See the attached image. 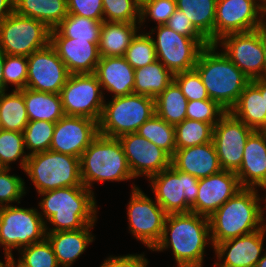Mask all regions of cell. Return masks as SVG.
Wrapping results in <instances>:
<instances>
[{
	"mask_svg": "<svg viewBox=\"0 0 266 267\" xmlns=\"http://www.w3.org/2000/svg\"><path fill=\"white\" fill-rule=\"evenodd\" d=\"M23 133L16 131H0V166L10 168V163L20 159V167L24 171L29 154L25 152Z\"/></svg>",
	"mask_w": 266,
	"mask_h": 267,
	"instance_id": "obj_38",
	"label": "cell"
},
{
	"mask_svg": "<svg viewBox=\"0 0 266 267\" xmlns=\"http://www.w3.org/2000/svg\"><path fill=\"white\" fill-rule=\"evenodd\" d=\"M134 94L157 98L172 82L174 75L158 60L135 69Z\"/></svg>",
	"mask_w": 266,
	"mask_h": 267,
	"instance_id": "obj_31",
	"label": "cell"
},
{
	"mask_svg": "<svg viewBox=\"0 0 266 267\" xmlns=\"http://www.w3.org/2000/svg\"><path fill=\"white\" fill-rule=\"evenodd\" d=\"M241 188L238 176L233 171L221 170L199 179L198 194L191 205V212L209 218Z\"/></svg>",
	"mask_w": 266,
	"mask_h": 267,
	"instance_id": "obj_20",
	"label": "cell"
},
{
	"mask_svg": "<svg viewBox=\"0 0 266 267\" xmlns=\"http://www.w3.org/2000/svg\"><path fill=\"white\" fill-rule=\"evenodd\" d=\"M14 12V0H0V22Z\"/></svg>",
	"mask_w": 266,
	"mask_h": 267,
	"instance_id": "obj_51",
	"label": "cell"
},
{
	"mask_svg": "<svg viewBox=\"0 0 266 267\" xmlns=\"http://www.w3.org/2000/svg\"><path fill=\"white\" fill-rule=\"evenodd\" d=\"M20 91L23 93L29 121L43 120L56 123L65 115L60 94L38 92L29 88Z\"/></svg>",
	"mask_w": 266,
	"mask_h": 267,
	"instance_id": "obj_30",
	"label": "cell"
},
{
	"mask_svg": "<svg viewBox=\"0 0 266 267\" xmlns=\"http://www.w3.org/2000/svg\"><path fill=\"white\" fill-rule=\"evenodd\" d=\"M261 200L256 188H241L219 207L208 218L212 247L261 229L266 224Z\"/></svg>",
	"mask_w": 266,
	"mask_h": 267,
	"instance_id": "obj_3",
	"label": "cell"
},
{
	"mask_svg": "<svg viewBox=\"0 0 266 267\" xmlns=\"http://www.w3.org/2000/svg\"><path fill=\"white\" fill-rule=\"evenodd\" d=\"M260 92L265 94V103H266V79H260Z\"/></svg>",
	"mask_w": 266,
	"mask_h": 267,
	"instance_id": "obj_55",
	"label": "cell"
},
{
	"mask_svg": "<svg viewBox=\"0 0 266 267\" xmlns=\"http://www.w3.org/2000/svg\"><path fill=\"white\" fill-rule=\"evenodd\" d=\"M14 255H6L5 256V267H28L25 264H23L19 259L18 263L14 260Z\"/></svg>",
	"mask_w": 266,
	"mask_h": 267,
	"instance_id": "obj_54",
	"label": "cell"
},
{
	"mask_svg": "<svg viewBox=\"0 0 266 267\" xmlns=\"http://www.w3.org/2000/svg\"><path fill=\"white\" fill-rule=\"evenodd\" d=\"M225 55L250 79H263L264 50L261 28L224 35L215 43Z\"/></svg>",
	"mask_w": 266,
	"mask_h": 267,
	"instance_id": "obj_15",
	"label": "cell"
},
{
	"mask_svg": "<svg viewBox=\"0 0 266 267\" xmlns=\"http://www.w3.org/2000/svg\"><path fill=\"white\" fill-rule=\"evenodd\" d=\"M98 135L97 121L64 115L55 124L50 150L80 158Z\"/></svg>",
	"mask_w": 266,
	"mask_h": 267,
	"instance_id": "obj_19",
	"label": "cell"
},
{
	"mask_svg": "<svg viewBox=\"0 0 266 267\" xmlns=\"http://www.w3.org/2000/svg\"><path fill=\"white\" fill-rule=\"evenodd\" d=\"M46 238L45 222L37 209L14 205L0 207V245L4 254L20 250Z\"/></svg>",
	"mask_w": 266,
	"mask_h": 267,
	"instance_id": "obj_8",
	"label": "cell"
},
{
	"mask_svg": "<svg viewBox=\"0 0 266 267\" xmlns=\"http://www.w3.org/2000/svg\"><path fill=\"white\" fill-rule=\"evenodd\" d=\"M14 12L54 29L68 15L67 0H14Z\"/></svg>",
	"mask_w": 266,
	"mask_h": 267,
	"instance_id": "obj_29",
	"label": "cell"
},
{
	"mask_svg": "<svg viewBox=\"0 0 266 267\" xmlns=\"http://www.w3.org/2000/svg\"><path fill=\"white\" fill-rule=\"evenodd\" d=\"M95 224L87 225L79 230L46 232V238L52 245L54 254L60 267H70L94 241L90 232Z\"/></svg>",
	"mask_w": 266,
	"mask_h": 267,
	"instance_id": "obj_26",
	"label": "cell"
},
{
	"mask_svg": "<svg viewBox=\"0 0 266 267\" xmlns=\"http://www.w3.org/2000/svg\"><path fill=\"white\" fill-rule=\"evenodd\" d=\"M50 34L45 23L13 12L0 22V48L6 55L28 57L50 44Z\"/></svg>",
	"mask_w": 266,
	"mask_h": 267,
	"instance_id": "obj_9",
	"label": "cell"
},
{
	"mask_svg": "<svg viewBox=\"0 0 266 267\" xmlns=\"http://www.w3.org/2000/svg\"><path fill=\"white\" fill-rule=\"evenodd\" d=\"M106 22H140V3L137 0H103Z\"/></svg>",
	"mask_w": 266,
	"mask_h": 267,
	"instance_id": "obj_41",
	"label": "cell"
},
{
	"mask_svg": "<svg viewBox=\"0 0 266 267\" xmlns=\"http://www.w3.org/2000/svg\"><path fill=\"white\" fill-rule=\"evenodd\" d=\"M253 132L254 130L237 119L230 111L220 118L213 127L212 141L222 170L236 172L239 169L246 141Z\"/></svg>",
	"mask_w": 266,
	"mask_h": 267,
	"instance_id": "obj_16",
	"label": "cell"
},
{
	"mask_svg": "<svg viewBox=\"0 0 266 267\" xmlns=\"http://www.w3.org/2000/svg\"><path fill=\"white\" fill-rule=\"evenodd\" d=\"M11 168L0 169V207L10 206V203H20L26 194L25 182L18 175H10Z\"/></svg>",
	"mask_w": 266,
	"mask_h": 267,
	"instance_id": "obj_44",
	"label": "cell"
},
{
	"mask_svg": "<svg viewBox=\"0 0 266 267\" xmlns=\"http://www.w3.org/2000/svg\"><path fill=\"white\" fill-rule=\"evenodd\" d=\"M24 172L38 194L63 187L84 186L80 158L53 150L29 155Z\"/></svg>",
	"mask_w": 266,
	"mask_h": 267,
	"instance_id": "obj_7",
	"label": "cell"
},
{
	"mask_svg": "<svg viewBox=\"0 0 266 267\" xmlns=\"http://www.w3.org/2000/svg\"><path fill=\"white\" fill-rule=\"evenodd\" d=\"M27 61L26 88L59 94L70 74L55 49L49 44L29 55Z\"/></svg>",
	"mask_w": 266,
	"mask_h": 267,
	"instance_id": "obj_17",
	"label": "cell"
},
{
	"mask_svg": "<svg viewBox=\"0 0 266 267\" xmlns=\"http://www.w3.org/2000/svg\"><path fill=\"white\" fill-rule=\"evenodd\" d=\"M143 258L144 254L110 256L104 260L100 267H139Z\"/></svg>",
	"mask_w": 266,
	"mask_h": 267,
	"instance_id": "obj_50",
	"label": "cell"
},
{
	"mask_svg": "<svg viewBox=\"0 0 266 267\" xmlns=\"http://www.w3.org/2000/svg\"><path fill=\"white\" fill-rule=\"evenodd\" d=\"M256 267H266V252L263 253L261 259L257 262Z\"/></svg>",
	"mask_w": 266,
	"mask_h": 267,
	"instance_id": "obj_56",
	"label": "cell"
},
{
	"mask_svg": "<svg viewBox=\"0 0 266 267\" xmlns=\"http://www.w3.org/2000/svg\"><path fill=\"white\" fill-rule=\"evenodd\" d=\"M226 112L211 99L188 101L186 119L202 121L214 127Z\"/></svg>",
	"mask_w": 266,
	"mask_h": 267,
	"instance_id": "obj_43",
	"label": "cell"
},
{
	"mask_svg": "<svg viewBox=\"0 0 266 267\" xmlns=\"http://www.w3.org/2000/svg\"><path fill=\"white\" fill-rule=\"evenodd\" d=\"M139 23L103 21L99 37L101 57H121L140 29Z\"/></svg>",
	"mask_w": 266,
	"mask_h": 267,
	"instance_id": "obj_28",
	"label": "cell"
},
{
	"mask_svg": "<svg viewBox=\"0 0 266 267\" xmlns=\"http://www.w3.org/2000/svg\"><path fill=\"white\" fill-rule=\"evenodd\" d=\"M156 57L173 75L194 69L201 51L210 45L207 39L183 36L167 25L155 26Z\"/></svg>",
	"mask_w": 266,
	"mask_h": 267,
	"instance_id": "obj_11",
	"label": "cell"
},
{
	"mask_svg": "<svg viewBox=\"0 0 266 267\" xmlns=\"http://www.w3.org/2000/svg\"><path fill=\"white\" fill-rule=\"evenodd\" d=\"M18 252L21 255L19 260L28 267H60L47 238L23 247Z\"/></svg>",
	"mask_w": 266,
	"mask_h": 267,
	"instance_id": "obj_42",
	"label": "cell"
},
{
	"mask_svg": "<svg viewBox=\"0 0 266 267\" xmlns=\"http://www.w3.org/2000/svg\"><path fill=\"white\" fill-rule=\"evenodd\" d=\"M99 43L67 37H50V45L64 62L70 75L93 74L101 56Z\"/></svg>",
	"mask_w": 266,
	"mask_h": 267,
	"instance_id": "obj_22",
	"label": "cell"
},
{
	"mask_svg": "<svg viewBox=\"0 0 266 267\" xmlns=\"http://www.w3.org/2000/svg\"><path fill=\"white\" fill-rule=\"evenodd\" d=\"M154 114L155 99L140 94L112 97L104 101L101 117L98 121L99 135L119 138L135 133Z\"/></svg>",
	"mask_w": 266,
	"mask_h": 267,
	"instance_id": "obj_6",
	"label": "cell"
},
{
	"mask_svg": "<svg viewBox=\"0 0 266 267\" xmlns=\"http://www.w3.org/2000/svg\"><path fill=\"white\" fill-rule=\"evenodd\" d=\"M216 44L206 46L194 69L201 77L209 98L230 111L251 81ZM217 51V52H216Z\"/></svg>",
	"mask_w": 266,
	"mask_h": 267,
	"instance_id": "obj_4",
	"label": "cell"
},
{
	"mask_svg": "<svg viewBox=\"0 0 266 267\" xmlns=\"http://www.w3.org/2000/svg\"><path fill=\"white\" fill-rule=\"evenodd\" d=\"M118 140L134 178L144 175L149 179L171 166V156L166 151L136 132L122 135Z\"/></svg>",
	"mask_w": 266,
	"mask_h": 267,
	"instance_id": "obj_18",
	"label": "cell"
},
{
	"mask_svg": "<svg viewBox=\"0 0 266 267\" xmlns=\"http://www.w3.org/2000/svg\"><path fill=\"white\" fill-rule=\"evenodd\" d=\"M3 130L2 124H1V119H0V131Z\"/></svg>",
	"mask_w": 266,
	"mask_h": 267,
	"instance_id": "obj_61",
	"label": "cell"
},
{
	"mask_svg": "<svg viewBox=\"0 0 266 267\" xmlns=\"http://www.w3.org/2000/svg\"><path fill=\"white\" fill-rule=\"evenodd\" d=\"M80 173L83 185L90 191H93L94 182L135 179L118 138L102 135H98L80 156Z\"/></svg>",
	"mask_w": 266,
	"mask_h": 267,
	"instance_id": "obj_5",
	"label": "cell"
},
{
	"mask_svg": "<svg viewBox=\"0 0 266 267\" xmlns=\"http://www.w3.org/2000/svg\"><path fill=\"white\" fill-rule=\"evenodd\" d=\"M230 112L254 131H266L265 94L260 92V79L251 80Z\"/></svg>",
	"mask_w": 266,
	"mask_h": 267,
	"instance_id": "obj_27",
	"label": "cell"
},
{
	"mask_svg": "<svg viewBox=\"0 0 266 267\" xmlns=\"http://www.w3.org/2000/svg\"><path fill=\"white\" fill-rule=\"evenodd\" d=\"M149 33H139L132 39L131 44L126 49L124 58L134 68L144 67L157 60L155 45L151 34L154 29Z\"/></svg>",
	"mask_w": 266,
	"mask_h": 267,
	"instance_id": "obj_40",
	"label": "cell"
},
{
	"mask_svg": "<svg viewBox=\"0 0 266 267\" xmlns=\"http://www.w3.org/2000/svg\"><path fill=\"white\" fill-rule=\"evenodd\" d=\"M235 174L242 188H266V131H254L248 137Z\"/></svg>",
	"mask_w": 266,
	"mask_h": 267,
	"instance_id": "obj_23",
	"label": "cell"
},
{
	"mask_svg": "<svg viewBox=\"0 0 266 267\" xmlns=\"http://www.w3.org/2000/svg\"><path fill=\"white\" fill-rule=\"evenodd\" d=\"M140 4L143 2V1H145V0H137Z\"/></svg>",
	"mask_w": 266,
	"mask_h": 267,
	"instance_id": "obj_62",
	"label": "cell"
},
{
	"mask_svg": "<svg viewBox=\"0 0 266 267\" xmlns=\"http://www.w3.org/2000/svg\"><path fill=\"white\" fill-rule=\"evenodd\" d=\"M28 61L25 56L6 55L3 67L5 87L15 86L14 90L26 88Z\"/></svg>",
	"mask_w": 266,
	"mask_h": 267,
	"instance_id": "obj_47",
	"label": "cell"
},
{
	"mask_svg": "<svg viewBox=\"0 0 266 267\" xmlns=\"http://www.w3.org/2000/svg\"><path fill=\"white\" fill-rule=\"evenodd\" d=\"M216 2L217 0H176L177 9L187 15L210 44H214Z\"/></svg>",
	"mask_w": 266,
	"mask_h": 267,
	"instance_id": "obj_32",
	"label": "cell"
},
{
	"mask_svg": "<svg viewBox=\"0 0 266 267\" xmlns=\"http://www.w3.org/2000/svg\"><path fill=\"white\" fill-rule=\"evenodd\" d=\"M55 124L50 121H29L23 130L25 147L29 155L50 150Z\"/></svg>",
	"mask_w": 266,
	"mask_h": 267,
	"instance_id": "obj_39",
	"label": "cell"
},
{
	"mask_svg": "<svg viewBox=\"0 0 266 267\" xmlns=\"http://www.w3.org/2000/svg\"><path fill=\"white\" fill-rule=\"evenodd\" d=\"M265 191H266V188L264 189ZM266 193V192H265ZM265 199L263 200V202H265L266 203V195H265V197H264ZM264 207H265V209H266V204L264 205Z\"/></svg>",
	"mask_w": 266,
	"mask_h": 267,
	"instance_id": "obj_59",
	"label": "cell"
},
{
	"mask_svg": "<svg viewBox=\"0 0 266 267\" xmlns=\"http://www.w3.org/2000/svg\"><path fill=\"white\" fill-rule=\"evenodd\" d=\"M166 25L183 36L192 39H206L191 23L187 15L179 9H176Z\"/></svg>",
	"mask_w": 266,
	"mask_h": 267,
	"instance_id": "obj_49",
	"label": "cell"
},
{
	"mask_svg": "<svg viewBox=\"0 0 266 267\" xmlns=\"http://www.w3.org/2000/svg\"><path fill=\"white\" fill-rule=\"evenodd\" d=\"M39 195L42 196L39 214L45 222L46 232L79 230L97 220L94 192L85 186L63 187ZM47 222L54 227L48 228Z\"/></svg>",
	"mask_w": 266,
	"mask_h": 267,
	"instance_id": "obj_2",
	"label": "cell"
},
{
	"mask_svg": "<svg viewBox=\"0 0 266 267\" xmlns=\"http://www.w3.org/2000/svg\"><path fill=\"white\" fill-rule=\"evenodd\" d=\"M171 165L176 170L193 175L197 179L206 178L222 170L213 141L176 149L171 157Z\"/></svg>",
	"mask_w": 266,
	"mask_h": 267,
	"instance_id": "obj_24",
	"label": "cell"
},
{
	"mask_svg": "<svg viewBox=\"0 0 266 267\" xmlns=\"http://www.w3.org/2000/svg\"><path fill=\"white\" fill-rule=\"evenodd\" d=\"M135 69L121 57H101L95 75L103 90L113 93V97L133 94Z\"/></svg>",
	"mask_w": 266,
	"mask_h": 267,
	"instance_id": "obj_25",
	"label": "cell"
},
{
	"mask_svg": "<svg viewBox=\"0 0 266 267\" xmlns=\"http://www.w3.org/2000/svg\"><path fill=\"white\" fill-rule=\"evenodd\" d=\"M148 265V260L144 257L141 262H140V266L139 267H147ZM179 267V266H177Z\"/></svg>",
	"mask_w": 266,
	"mask_h": 267,
	"instance_id": "obj_57",
	"label": "cell"
},
{
	"mask_svg": "<svg viewBox=\"0 0 266 267\" xmlns=\"http://www.w3.org/2000/svg\"><path fill=\"white\" fill-rule=\"evenodd\" d=\"M68 14L104 21L103 0H67Z\"/></svg>",
	"mask_w": 266,
	"mask_h": 267,
	"instance_id": "obj_48",
	"label": "cell"
},
{
	"mask_svg": "<svg viewBox=\"0 0 266 267\" xmlns=\"http://www.w3.org/2000/svg\"><path fill=\"white\" fill-rule=\"evenodd\" d=\"M0 119L3 130L22 133L29 122L23 93L14 90L0 94Z\"/></svg>",
	"mask_w": 266,
	"mask_h": 267,
	"instance_id": "obj_34",
	"label": "cell"
},
{
	"mask_svg": "<svg viewBox=\"0 0 266 267\" xmlns=\"http://www.w3.org/2000/svg\"><path fill=\"white\" fill-rule=\"evenodd\" d=\"M133 184L127 206L130 233L152 250L161 239L167 213Z\"/></svg>",
	"mask_w": 266,
	"mask_h": 267,
	"instance_id": "obj_13",
	"label": "cell"
},
{
	"mask_svg": "<svg viewBox=\"0 0 266 267\" xmlns=\"http://www.w3.org/2000/svg\"><path fill=\"white\" fill-rule=\"evenodd\" d=\"M140 136L154 143L166 151L171 157L176 150L175 126L154 114L136 132Z\"/></svg>",
	"mask_w": 266,
	"mask_h": 267,
	"instance_id": "obj_36",
	"label": "cell"
},
{
	"mask_svg": "<svg viewBox=\"0 0 266 267\" xmlns=\"http://www.w3.org/2000/svg\"><path fill=\"white\" fill-rule=\"evenodd\" d=\"M266 224L253 233L217 243L214 267H256L262 257ZM222 263H221V262Z\"/></svg>",
	"mask_w": 266,
	"mask_h": 267,
	"instance_id": "obj_21",
	"label": "cell"
},
{
	"mask_svg": "<svg viewBox=\"0 0 266 267\" xmlns=\"http://www.w3.org/2000/svg\"><path fill=\"white\" fill-rule=\"evenodd\" d=\"M176 149L212 142L213 126L209 123L185 119L175 125Z\"/></svg>",
	"mask_w": 266,
	"mask_h": 267,
	"instance_id": "obj_37",
	"label": "cell"
},
{
	"mask_svg": "<svg viewBox=\"0 0 266 267\" xmlns=\"http://www.w3.org/2000/svg\"><path fill=\"white\" fill-rule=\"evenodd\" d=\"M101 89L94 73L69 75L59 93L64 114L87 117L98 122L105 101Z\"/></svg>",
	"mask_w": 266,
	"mask_h": 267,
	"instance_id": "obj_12",
	"label": "cell"
},
{
	"mask_svg": "<svg viewBox=\"0 0 266 267\" xmlns=\"http://www.w3.org/2000/svg\"><path fill=\"white\" fill-rule=\"evenodd\" d=\"M261 39L262 46L264 50V71H263V79H266V24L261 27Z\"/></svg>",
	"mask_w": 266,
	"mask_h": 267,
	"instance_id": "obj_53",
	"label": "cell"
},
{
	"mask_svg": "<svg viewBox=\"0 0 266 267\" xmlns=\"http://www.w3.org/2000/svg\"><path fill=\"white\" fill-rule=\"evenodd\" d=\"M6 54L0 48V94L6 92V87L4 83L3 67Z\"/></svg>",
	"mask_w": 266,
	"mask_h": 267,
	"instance_id": "obj_52",
	"label": "cell"
},
{
	"mask_svg": "<svg viewBox=\"0 0 266 267\" xmlns=\"http://www.w3.org/2000/svg\"><path fill=\"white\" fill-rule=\"evenodd\" d=\"M155 200L167 214L191 212L198 194L199 179L172 165L149 178Z\"/></svg>",
	"mask_w": 266,
	"mask_h": 267,
	"instance_id": "obj_10",
	"label": "cell"
},
{
	"mask_svg": "<svg viewBox=\"0 0 266 267\" xmlns=\"http://www.w3.org/2000/svg\"><path fill=\"white\" fill-rule=\"evenodd\" d=\"M176 9V0H145L140 4V27L148 17L157 22V26L166 25Z\"/></svg>",
	"mask_w": 266,
	"mask_h": 267,
	"instance_id": "obj_45",
	"label": "cell"
},
{
	"mask_svg": "<svg viewBox=\"0 0 266 267\" xmlns=\"http://www.w3.org/2000/svg\"><path fill=\"white\" fill-rule=\"evenodd\" d=\"M188 100L173 81L157 98L156 114L169 124L176 125L186 119Z\"/></svg>",
	"mask_w": 266,
	"mask_h": 267,
	"instance_id": "obj_35",
	"label": "cell"
},
{
	"mask_svg": "<svg viewBox=\"0 0 266 267\" xmlns=\"http://www.w3.org/2000/svg\"><path fill=\"white\" fill-rule=\"evenodd\" d=\"M0 267H5V263L0 261Z\"/></svg>",
	"mask_w": 266,
	"mask_h": 267,
	"instance_id": "obj_60",
	"label": "cell"
},
{
	"mask_svg": "<svg viewBox=\"0 0 266 267\" xmlns=\"http://www.w3.org/2000/svg\"><path fill=\"white\" fill-rule=\"evenodd\" d=\"M266 7V0H259Z\"/></svg>",
	"mask_w": 266,
	"mask_h": 267,
	"instance_id": "obj_58",
	"label": "cell"
},
{
	"mask_svg": "<svg viewBox=\"0 0 266 267\" xmlns=\"http://www.w3.org/2000/svg\"><path fill=\"white\" fill-rule=\"evenodd\" d=\"M209 219L194 212L167 214L161 239L152 251L172 248L179 267H203L206 245L210 243Z\"/></svg>",
	"mask_w": 266,
	"mask_h": 267,
	"instance_id": "obj_1",
	"label": "cell"
},
{
	"mask_svg": "<svg viewBox=\"0 0 266 267\" xmlns=\"http://www.w3.org/2000/svg\"><path fill=\"white\" fill-rule=\"evenodd\" d=\"M102 23L103 21L68 14L56 28L51 29L50 37H67L99 43Z\"/></svg>",
	"mask_w": 266,
	"mask_h": 267,
	"instance_id": "obj_33",
	"label": "cell"
},
{
	"mask_svg": "<svg viewBox=\"0 0 266 267\" xmlns=\"http://www.w3.org/2000/svg\"><path fill=\"white\" fill-rule=\"evenodd\" d=\"M173 81L188 101L210 99L201 77L195 69L174 74Z\"/></svg>",
	"mask_w": 266,
	"mask_h": 267,
	"instance_id": "obj_46",
	"label": "cell"
},
{
	"mask_svg": "<svg viewBox=\"0 0 266 267\" xmlns=\"http://www.w3.org/2000/svg\"><path fill=\"white\" fill-rule=\"evenodd\" d=\"M265 15L266 7L259 0H217L214 44L224 35L261 28L266 24Z\"/></svg>",
	"mask_w": 266,
	"mask_h": 267,
	"instance_id": "obj_14",
	"label": "cell"
}]
</instances>
